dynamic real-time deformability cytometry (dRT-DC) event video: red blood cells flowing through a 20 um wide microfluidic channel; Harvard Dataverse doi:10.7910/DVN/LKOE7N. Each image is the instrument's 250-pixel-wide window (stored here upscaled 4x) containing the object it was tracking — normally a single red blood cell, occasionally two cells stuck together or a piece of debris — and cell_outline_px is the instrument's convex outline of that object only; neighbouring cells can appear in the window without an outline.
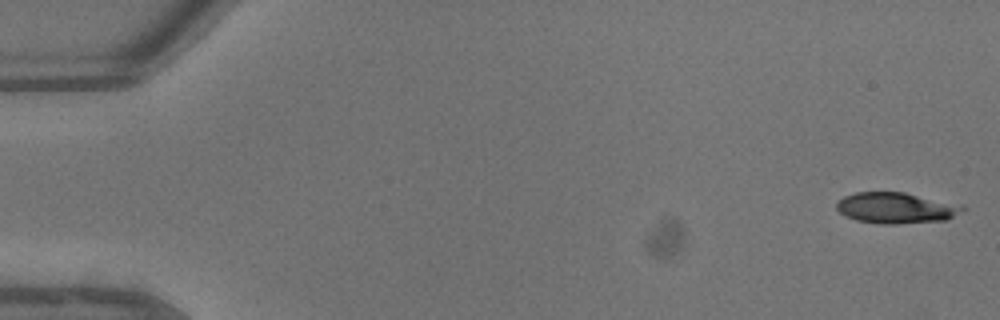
{"species": "common noctule bat (a hibernating species)", "species_latin": "Nyctalus noctula", "temperature_condition": "warm", "stored_images_in_passage": 13, "camera_frame_rate_fps": 3000, "um_per_image_px": 0.085, "animal": {"sex": "male", "body_mass_g": 13.3}, "frame": {"image": 1, "passage_image": 1, "time_ms": 0.0, "image_size_px": [1000, 320], "cell_outline_px": [[968, 208], [944, 220], [896, 224], [880, 224], [856, 220], [840, 212], [836, 208], [836, 200], [844, 196], [856, 192], [904, 192], [964, 204]], "centroid_in_image_um": [76.19, 17.66], "position_along_channel_um": 8.8, "area_um2": 22.89}}
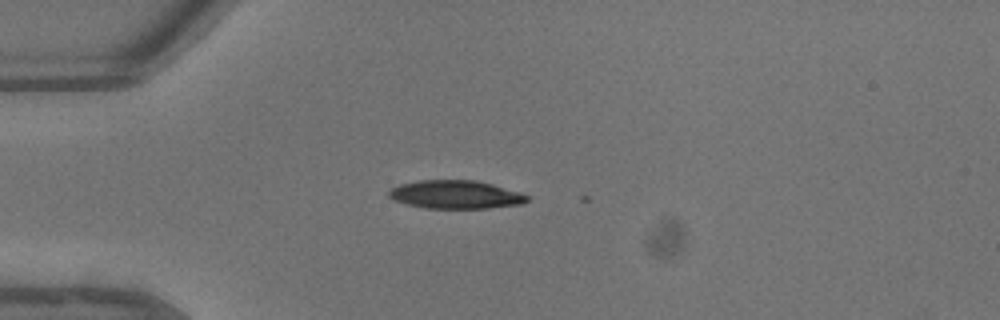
{"frame": {"image": 2, "passage_image": 12, "time_ms": 3.667, "image_size_px": [1000, 320], "cell_outline_px": [[528, 200], [524, 204], [488, 208], [424, 208], [408, 204], [396, 200], [388, 196], [388, 192], [392, 188], [400, 184], [420, 180], [476, 180], [492, 184], [520, 192], [528, 196]], "centroid_in_image_um": [38.75, 16.53], "position_along_channel_um": 46.2, "area_um2": 22.72}}